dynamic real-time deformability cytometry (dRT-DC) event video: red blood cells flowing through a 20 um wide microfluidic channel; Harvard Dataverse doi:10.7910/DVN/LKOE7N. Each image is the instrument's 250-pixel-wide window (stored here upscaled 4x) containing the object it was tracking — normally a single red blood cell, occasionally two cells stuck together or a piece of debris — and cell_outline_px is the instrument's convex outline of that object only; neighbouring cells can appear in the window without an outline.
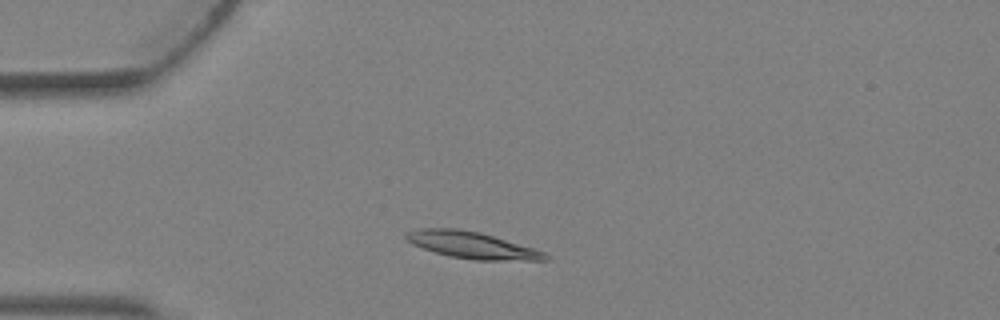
{"species": "Egyptian fruit bat (a non-hibernating species)", "species_latin": "Rousettus aegyptiacus", "temperature_condition": "warm", "stored_images_in_passage": 3, "camera_frame_rate_fps": 3000, "um_per_image_px": 0.085, "animal": {"sex": "female"}, "frame": {"image": 1, "passage_image": 1, "time_ms": 0.0, "image_size_px": [1000, 320], "cell_outline_px": [[552, 260], [476, 260], [448, 256], [412, 244], [404, 236], [408, 232], [420, 228], [456, 228], [480, 232], [548, 252], [552, 256]], "centroid_in_image_um": [40.21, 20.84], "position_along_channel_um": 44.8, "area_um2": 21.73}}